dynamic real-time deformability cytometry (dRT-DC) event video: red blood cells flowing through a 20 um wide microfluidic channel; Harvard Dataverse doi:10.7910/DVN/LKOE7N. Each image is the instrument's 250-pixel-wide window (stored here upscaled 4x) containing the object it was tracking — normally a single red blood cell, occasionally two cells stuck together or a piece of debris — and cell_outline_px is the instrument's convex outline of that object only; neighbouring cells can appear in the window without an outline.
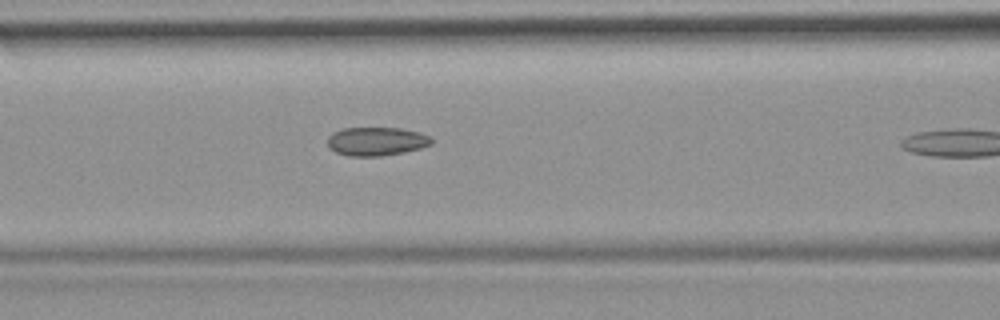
{"species": "common noctule bat (a hibernating species)", "species_latin": "Nyctalus noctula", "temperature_condition": "room temperature", "stored_images_in_passage": 14, "camera_frame_rate_fps": 3000, "um_per_image_px": 0.085, "animal": {"sex": "female", "body_mass_g": 19.9}, "frame": {"image": 1, "passage_image": 7, "time_ms": 2.0, "image_size_px": [1000, 320], "cell_outline_px": [[432, 144], [420, 148], [404, 152], [380, 156], [348, 156], [336, 152], [328, 148], [328, 136], [332, 132], [344, 128], [400, 128], [420, 132], [428, 136], [432, 140]], "centroid_in_image_um": [31.97, 12.01], "position_along_channel_um": 134.6, "area_um2": 17.34}}
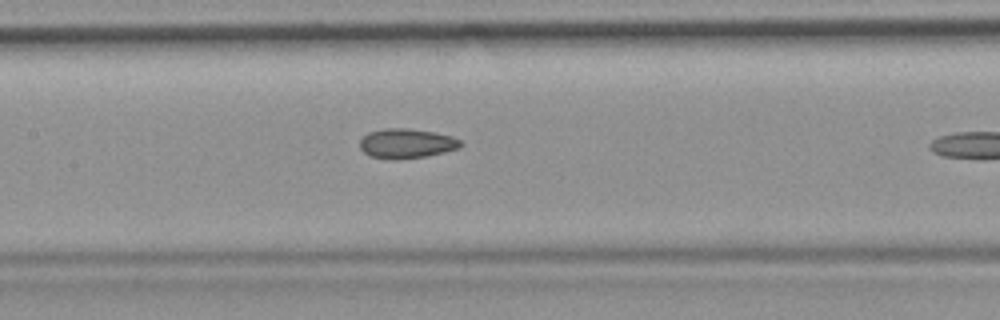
{"frame": {"image": 2, "passage_image": 10, "time_ms": 3.0, "image_size_px": [1000, 320], "cell_outline_px": [[464, 144], [460, 148], [444, 152], [424, 156], [396, 160], [372, 156], [364, 152], [360, 148], [360, 140], [368, 132], [384, 128], [408, 128], [432, 132], [452, 136], [460, 140]], "centroid_in_image_um": [34.57, 12.19], "position_along_channel_um": 172.8, "area_um2": 17.34}}